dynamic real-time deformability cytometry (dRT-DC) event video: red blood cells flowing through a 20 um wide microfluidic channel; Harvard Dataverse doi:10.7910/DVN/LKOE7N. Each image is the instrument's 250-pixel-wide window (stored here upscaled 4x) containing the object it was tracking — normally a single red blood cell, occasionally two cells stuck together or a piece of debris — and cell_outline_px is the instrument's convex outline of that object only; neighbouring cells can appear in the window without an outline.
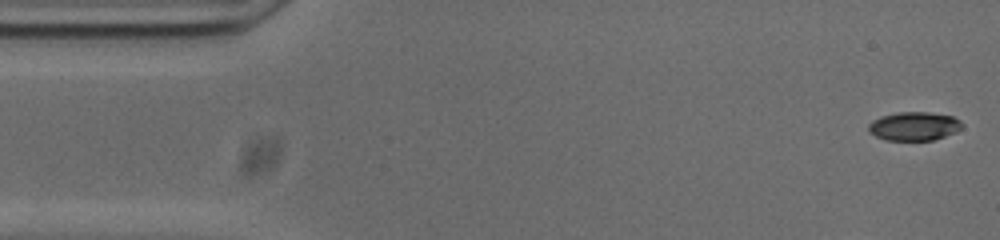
{"species": "common noctule bat (a hibernating species)", "species_latin": "Nyctalus noctula", "temperature_condition": "cold", "stored_images_in_passage": 40, "camera_frame_rate_fps": 3000, "um_per_image_px": 0.085, "animal": {"sex": "male", "body_mass_g": 20.0, "forearm_length_mm": 53.3}, "frame": {"image": 1, "passage_image": 1, "time_ms": 0.0, "image_size_px": [1000, 240], "cell_outline_px": [[964, 124], [956, 132], [932, 140], [884, 140], [868, 132], [868, 124], [872, 120], [880, 116], [896, 112], [928, 112], [952, 116], [960, 120]], "centroid_in_image_um": [77.67, 10.72], "position_along_channel_um": 7.3, "area_um2": 15.72}}